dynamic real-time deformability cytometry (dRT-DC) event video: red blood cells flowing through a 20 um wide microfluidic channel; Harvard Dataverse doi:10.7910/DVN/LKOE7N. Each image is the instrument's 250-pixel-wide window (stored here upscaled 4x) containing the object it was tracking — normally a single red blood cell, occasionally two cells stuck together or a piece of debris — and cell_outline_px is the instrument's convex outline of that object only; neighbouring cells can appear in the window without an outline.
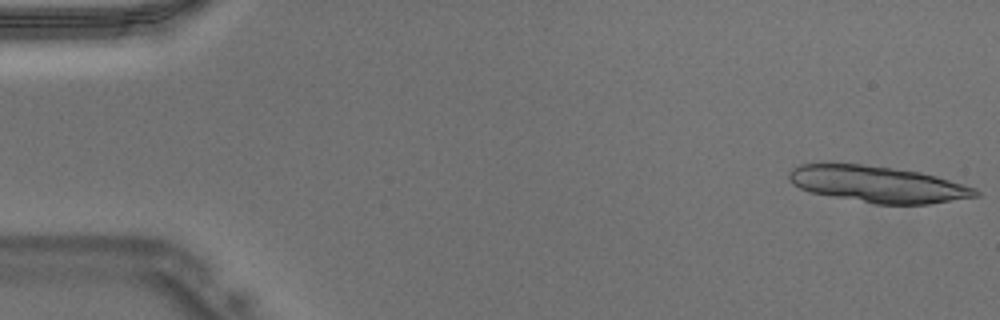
{"species": "Egyptian fruit bat (a non-hibernating species)", "species_latin": "Rousettus aegyptiacus", "temperature_condition": "warm", "stored_images_in_passage": 12, "camera_frame_rate_fps": 3000, "um_per_image_px": 0.085, "animal": {"sex": "male"}, "frame": {"image": 1, "passage_image": 1, "time_ms": 0.0, "image_size_px": [1000, 320], "cell_outline_px": [[980, 196], [928, 204], [876, 204], [808, 192], [792, 184], [788, 180], [788, 172], [792, 168], [800, 164], [860, 164], [920, 172], [936, 176], [976, 188], [980, 192]], "centroid_in_image_um": [74.59, 15.67], "position_along_channel_um": 10.4, "area_um2": 39.42}}